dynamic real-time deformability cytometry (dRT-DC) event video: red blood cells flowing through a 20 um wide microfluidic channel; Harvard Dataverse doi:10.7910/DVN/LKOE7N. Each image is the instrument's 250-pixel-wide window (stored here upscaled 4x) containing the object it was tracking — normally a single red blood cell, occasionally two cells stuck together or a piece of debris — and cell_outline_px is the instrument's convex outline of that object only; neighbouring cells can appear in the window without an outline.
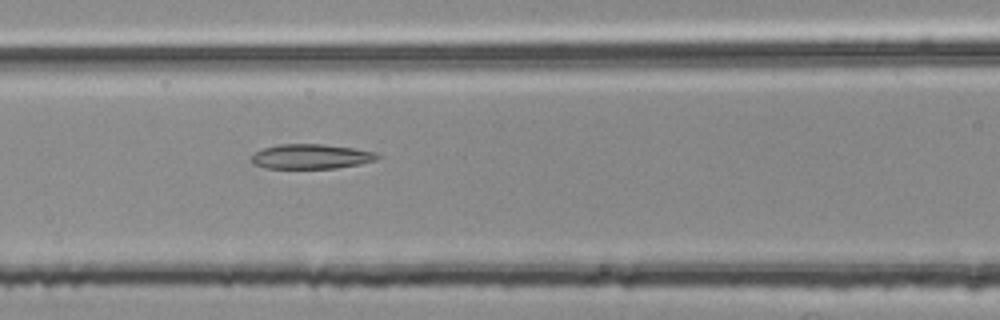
{"species": "common noctule bat (a hibernating species)", "species_latin": "Nyctalus noctula", "temperature_condition": "room temperature", "stored_images_in_passage": 52, "segment_of_instrument_passage": [2, 2], "camera_frame_rate_fps": 3000, "um_per_image_px": 0.085, "animal": {"sex": "female", "body_mass_g": 25.1}, "frame": {"image": 1, "passage_image": 23, "time_ms": 7.333, "image_size_px": [1000, 320], "cell_outline_px": [[380, 156], [376, 160], [360, 164], [336, 168], [264, 168], [252, 164], [252, 156], [256, 152], [264, 148], [280, 144], [324, 144], [356, 148], [376, 152]], "centroid_in_image_um": [26.47, 13.3], "position_along_channel_um": 140.1, "area_um2": 18.21}}
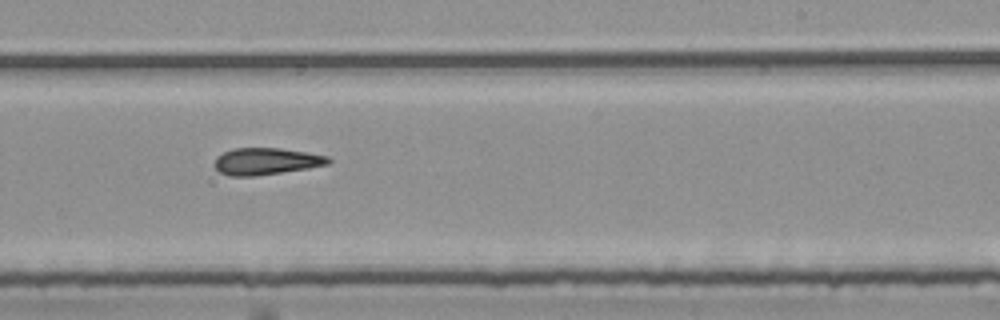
{"frame": {"image": 2, "passage_image": 33, "time_ms": 10.667, "image_size_px": [1000, 320], "cell_outline_px": [[332, 160], [328, 164], [308, 168], [256, 176], [228, 176], [220, 172], [216, 168], [216, 156], [232, 148], [280, 148], [308, 152], [328, 156]], "centroid_in_image_um": [22.63, 13.7], "position_along_channel_um": 266.4, "area_um2": 17.8}}
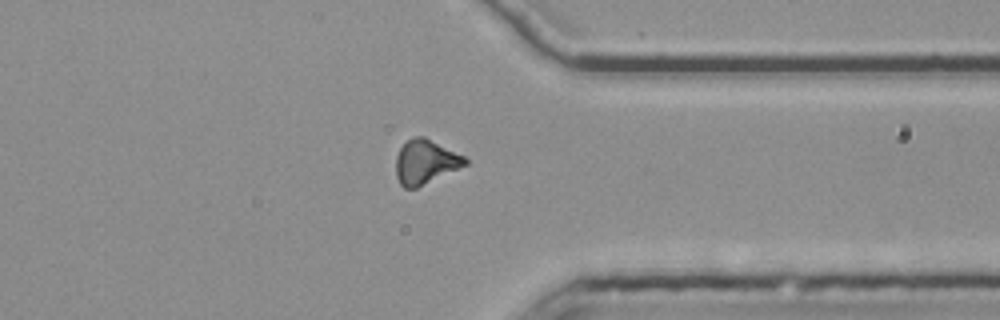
{"frame": {"image": 3, "passage_image": 42, "time_ms": 13.667, "image_size_px": [1000, 320], "cell_outline_px": [[468, 164], [416, 188], [404, 188], [400, 184], [396, 176], [396, 156], [400, 148], [412, 136], [424, 136], [464, 156], [468, 160]], "centroid_in_image_um": [36.15, 13.76], "position_along_channel_um": 375.3, "area_um2": 17.74}}